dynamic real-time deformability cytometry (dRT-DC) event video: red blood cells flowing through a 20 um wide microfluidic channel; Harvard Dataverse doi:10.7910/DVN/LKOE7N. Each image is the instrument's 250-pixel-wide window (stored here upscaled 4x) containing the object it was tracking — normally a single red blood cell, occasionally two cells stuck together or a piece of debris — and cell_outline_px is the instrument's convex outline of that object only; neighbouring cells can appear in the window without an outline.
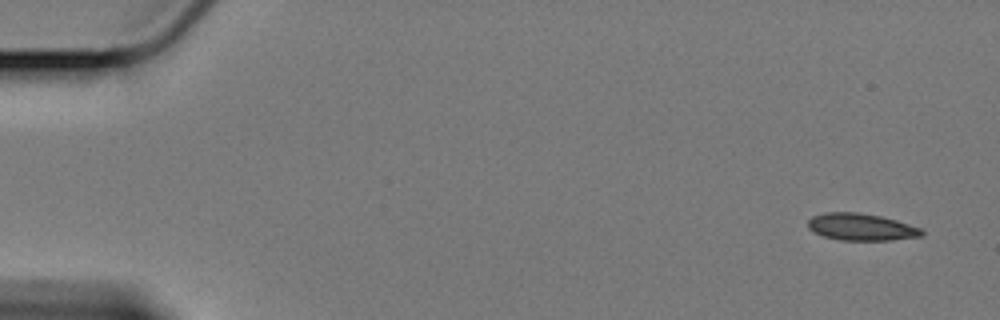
{"species": "Egyptian fruit bat (a non-hibernating species)", "species_latin": "Rousettus aegyptiacus", "temperature_condition": "cold", "stored_images_in_passage": 9, "camera_frame_rate_fps": 3000, "um_per_image_px": 0.085, "animal": {"sex": "female"}, "frame": {"image": 1, "passage_image": 1, "time_ms": 0.0, "image_size_px": [1000, 320], "cell_outline_px": [[924, 236], [888, 240], [840, 240], [824, 236], [808, 228], [808, 220], [812, 216], [824, 212], [860, 212], [880, 216], [896, 220], [920, 228], [924, 232]], "centroid_in_image_um": [73.2, 19.28], "position_along_channel_um": 11.8, "area_um2": 17.86}}